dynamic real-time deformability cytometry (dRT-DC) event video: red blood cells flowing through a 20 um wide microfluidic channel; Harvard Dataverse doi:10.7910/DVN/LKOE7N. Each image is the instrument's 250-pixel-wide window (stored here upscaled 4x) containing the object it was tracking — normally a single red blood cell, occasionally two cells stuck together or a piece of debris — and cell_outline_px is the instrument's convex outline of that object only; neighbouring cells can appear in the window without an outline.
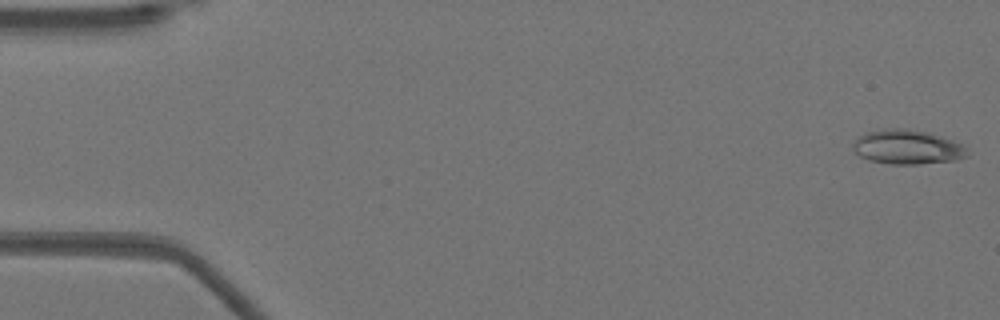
{"species": "Egyptian fruit bat (a non-hibernating species)", "species_latin": "Rousettus aegyptiacus", "temperature_condition": "warm", "stored_images_in_passage": 51, "camera_frame_rate_fps": 3000, "um_per_image_px": 0.085, "animal": {"sex": "female"}, "frame": {"image": 1, "passage_image": 1, "time_ms": 0.0, "image_size_px": [1000, 320], "cell_outline_px": [[968, 156], [956, 160], [920, 164], [892, 164], [868, 160], [860, 156], [852, 148], [852, 144], [860, 136], [868, 132], [884, 128], [908, 128], [928, 132], [952, 140], [960, 144], [968, 152]], "centroid_in_image_um": [77.11, 12.5], "position_along_channel_um": 7.9, "area_um2": 22.83}}
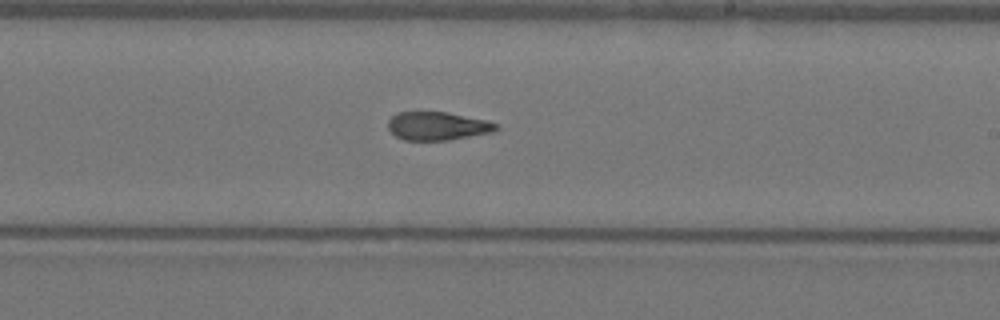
{"frame": {"image": 2, "passage_image": 30, "time_ms": 9.667, "image_size_px": [1000, 320], "cell_outline_px": [[500, 128], [492, 132], [448, 140], [404, 140], [396, 136], [388, 128], [388, 120], [396, 112], [448, 112], [488, 120], [500, 124]], "centroid_in_image_um": [37.22, 10.7], "position_along_channel_um": 251.8, "area_um2": 17.98}}
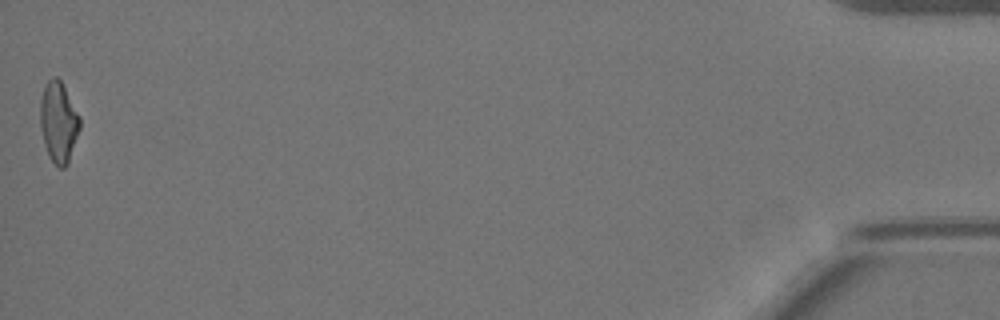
{"frame": {"image": 3, "passage_image": 51, "time_ms": 16.667, "image_size_px": [1000, 320], "cell_outline_px": [[80, 128], [68, 164], [64, 168], [60, 168], [48, 156], [44, 144], [40, 128], [40, 100], [44, 88], [48, 80], [52, 76], [56, 76], [60, 80], [80, 116]], "centroid_in_image_um": [4.97, 10.39], "position_along_channel_um": 430.2, "area_um2": 18.61}, "authors_computed_cell_mechanics": {"area_um2": 18.9584, "velocity_mm_per_s": 3.947, "shape_relaxation_time_tau1_ms": null, "shape_relaxation_time_tau2_ms": 2.5891, "deformation_change_tau1": null, "deformation_change_tau2": 0.1109}}